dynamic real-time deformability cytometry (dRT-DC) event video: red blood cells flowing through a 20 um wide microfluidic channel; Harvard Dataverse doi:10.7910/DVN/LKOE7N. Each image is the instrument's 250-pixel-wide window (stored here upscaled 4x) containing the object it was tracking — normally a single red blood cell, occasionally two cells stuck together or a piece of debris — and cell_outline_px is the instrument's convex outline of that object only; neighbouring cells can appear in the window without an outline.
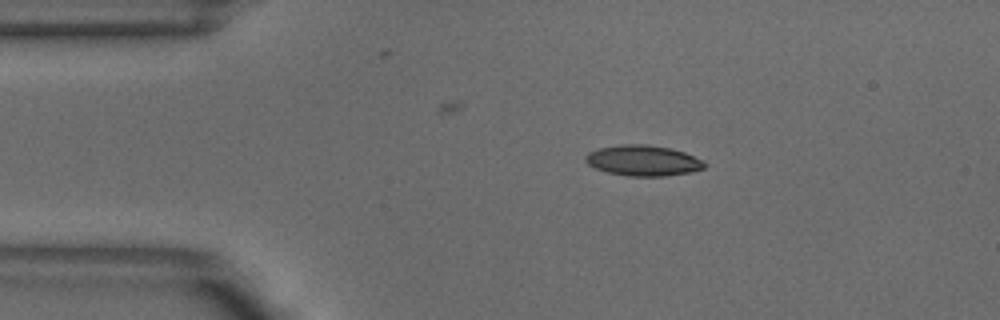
{"species": "common noctule bat (a hibernating species)", "species_latin": "Nyctalus noctula", "temperature_condition": "warm", "stored_images_in_passage": 43, "camera_frame_rate_fps": 3000, "um_per_image_px": 0.085, "animal": {"sex": "male", "body_mass_g": 18.8}, "frame": {"image": 1, "passage_image": 1, "time_ms": 0.0, "image_size_px": [1000, 320], "cell_outline_px": [[708, 164], [704, 168], [688, 172], [664, 176], [628, 176], [608, 172], [596, 168], [588, 164], [584, 160], [584, 156], [588, 152], [600, 148], [620, 144], [648, 144], [668, 148], [684, 152], [704, 160]], "centroid_in_image_um": [54.66, 13.64], "position_along_channel_um": 30.3, "area_um2": 21.21}}
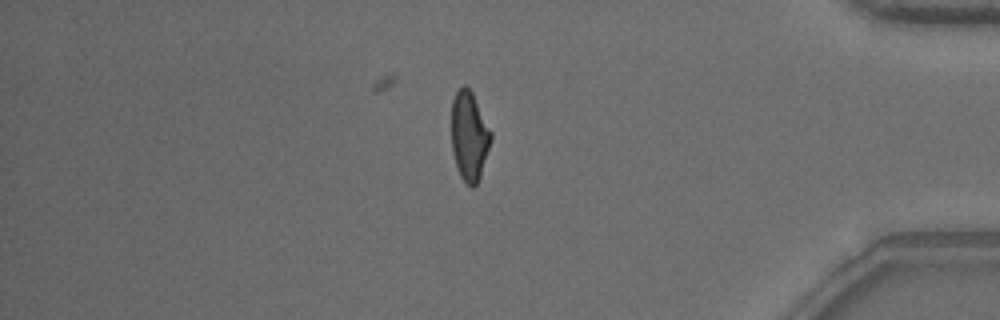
{"frame": {"image": 2, "passage_image": 35, "time_ms": 11.333, "image_size_px": [1000, 320], "cell_outline_px": [[492, 140], [480, 176], [476, 184], [472, 188], [460, 176], [456, 168], [452, 152], [452, 100], [456, 92], [464, 84], [472, 92], [492, 132]], "centroid_in_image_um": [39.89, 11.57], "position_along_channel_um": 395.3, "area_um2": 20.52}}
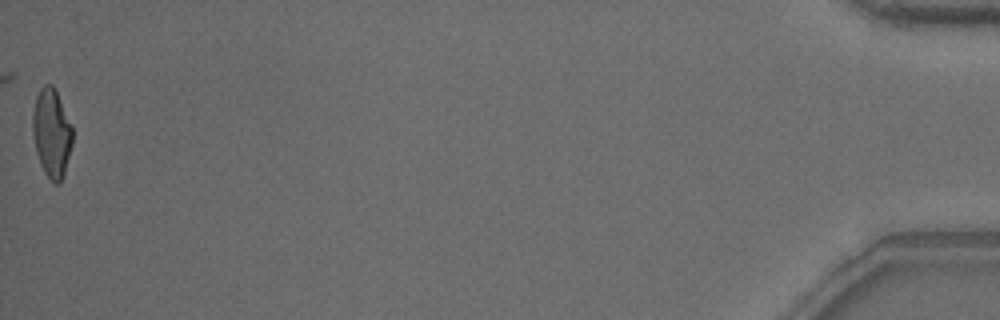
{"frame": {"image": 3, "passage_image": 43, "time_ms": 14.0, "image_size_px": [1000, 320], "cell_outline_px": [[72, 144], [64, 172], [60, 184], [56, 184], [44, 172], [40, 164], [36, 152], [32, 132], [32, 112], [36, 96], [40, 88], [44, 84], [52, 84], [56, 92], [72, 128]], "centroid_in_image_um": [4.36, 11.3], "position_along_channel_um": 430.8, "area_um2": 20.29}, "authors_computed_cell_mechanics": {"area_um2": 21.0392, "velocity_mm_per_s": 3.8811, "shape_relaxation_time_tau1_ms": 4.6018, "shape_relaxation_time_tau2_ms": 1.3406, "deformation_change_tau1": 0.1658, "deformation_change_tau2": 0.0691}}